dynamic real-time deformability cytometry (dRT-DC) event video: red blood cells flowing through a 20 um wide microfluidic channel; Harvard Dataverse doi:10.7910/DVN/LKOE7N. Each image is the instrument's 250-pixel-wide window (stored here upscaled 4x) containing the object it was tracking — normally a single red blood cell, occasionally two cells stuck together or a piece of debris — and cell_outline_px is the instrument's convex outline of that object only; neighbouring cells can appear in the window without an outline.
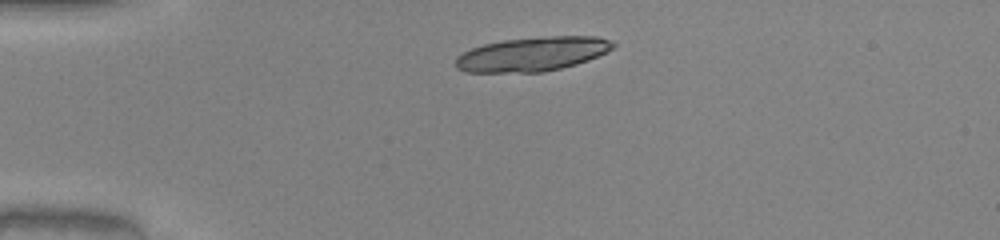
{"species": "common noctule bat (a hibernating species)", "species_latin": "Nyctalus noctula", "temperature_condition": "warm", "stored_images_in_passage": 9, "camera_frame_rate_fps": 3000, "um_per_image_px": 0.085, "animal": {"sex": "male", "body_mass_g": 20.0, "forearm_length_mm": 53.3}, "frame": {"image": 1, "passage_image": 1, "time_ms": 0.0, "image_size_px": [1000, 240], "cell_outline_px": [[616, 44], [608, 52], [588, 60], [576, 64], [544, 72], [464, 72], [456, 68], [456, 56], [472, 48], [484, 44], [504, 40], [552, 36], [596, 36], [612, 40]], "centroid_in_image_um": [45.27, 4.6], "position_along_channel_um": 39.7, "area_um2": 31.33}}